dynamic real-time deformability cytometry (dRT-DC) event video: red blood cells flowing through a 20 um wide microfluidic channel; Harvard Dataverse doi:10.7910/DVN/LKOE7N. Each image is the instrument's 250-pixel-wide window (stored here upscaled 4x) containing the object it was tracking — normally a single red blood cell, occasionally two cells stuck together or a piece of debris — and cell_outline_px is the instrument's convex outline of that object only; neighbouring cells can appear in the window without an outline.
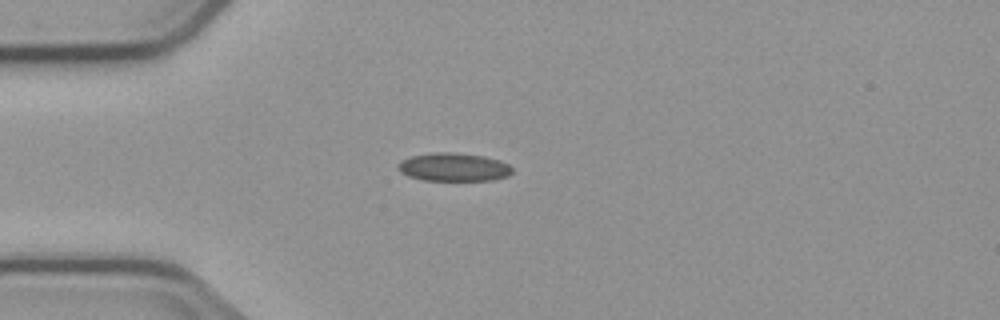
{"species": "common noctule bat (a hibernating species)", "species_latin": "Nyctalus noctula", "temperature_condition": "cold", "stored_images_in_passage": 3, "camera_frame_rate_fps": 3000, "um_per_image_px": 0.085, "animal": {"sex": "male", "body_mass_g": 23.1, "forearm_length_mm": 52.7}, "frame": {"image": 1, "passage_image": 3, "time_ms": 2.333, "image_size_px": [1000, 320], "cell_outline_px": [[512, 172], [508, 176], [492, 180], [424, 180], [408, 176], [400, 172], [396, 168], [396, 164], [400, 160], [412, 156], [432, 152], [452, 152], [484, 156], [500, 160], [508, 164], [512, 168]], "centroid_in_image_um": [38.53, 14.2], "position_along_channel_um": 46.5, "area_um2": 18.96}}